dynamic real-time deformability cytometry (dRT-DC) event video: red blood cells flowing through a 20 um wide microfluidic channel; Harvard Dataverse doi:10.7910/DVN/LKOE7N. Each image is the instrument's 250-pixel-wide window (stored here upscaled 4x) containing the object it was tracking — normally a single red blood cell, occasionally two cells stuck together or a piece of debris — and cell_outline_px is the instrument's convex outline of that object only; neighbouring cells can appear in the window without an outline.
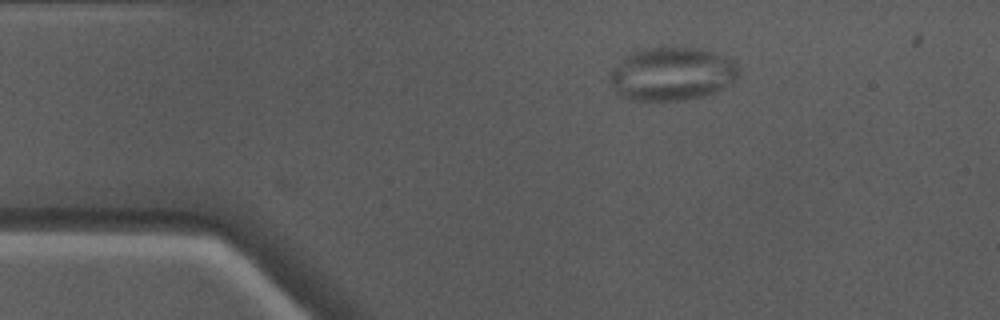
{"species": "Egyptian fruit bat (a non-hibernating species)", "species_latin": "Rousettus aegyptiacus", "temperature_condition": "warm", "stored_images_in_passage": 42, "camera_frame_rate_fps": 3000, "um_per_image_px": 0.085, "animal": {"sex": "male"}, "frame": {"image": 1, "passage_image": 1, "time_ms": 0.0, "image_size_px": [1000, 320], "cell_outline_px": [[740, 76], [732, 84], [704, 96], [680, 100], [628, 100], [620, 96], [616, 92], [608, 80], [608, 72], [624, 56], [632, 52], [644, 48], [700, 48], [712, 52], [732, 60], [740, 68]], "centroid_in_image_um": [57.09, 6.29], "position_along_channel_um": 27.9, "area_um2": 40.34}}
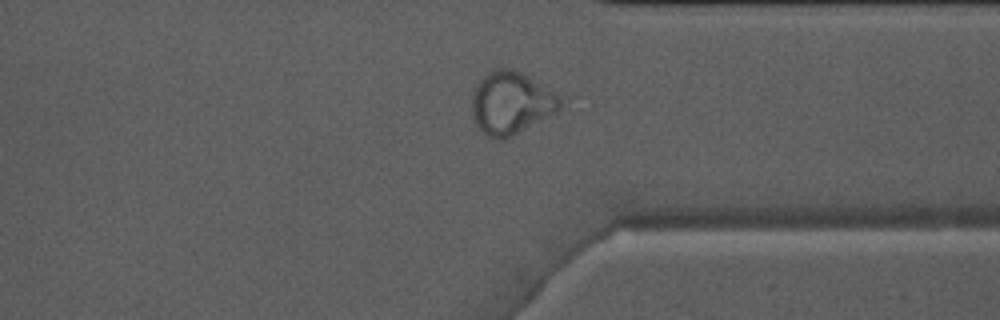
{"frame": {"image": 2, "passage_image": 30, "time_ms": 9.667, "image_size_px": [1000, 320], "cell_outline_px": [[564, 104], [556, 112], [512, 136], [504, 140], [492, 140], [476, 124], [472, 116], [472, 96], [476, 84], [488, 72], [496, 68], [516, 68], [552, 92]], "centroid_in_image_um": [43.4, 8.76], "position_along_channel_um": 368.0, "area_um2": 31.96}}